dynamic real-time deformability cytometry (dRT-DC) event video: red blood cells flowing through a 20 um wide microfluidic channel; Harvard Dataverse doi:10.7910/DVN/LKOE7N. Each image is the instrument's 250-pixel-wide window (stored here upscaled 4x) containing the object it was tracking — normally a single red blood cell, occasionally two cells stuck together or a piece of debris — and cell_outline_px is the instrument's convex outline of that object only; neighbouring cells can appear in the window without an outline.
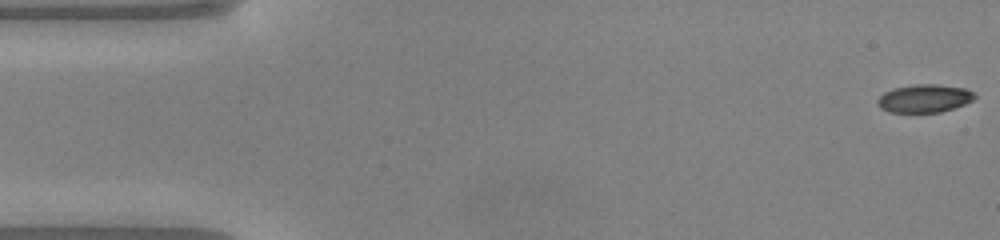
{"species": "common noctule bat (a hibernating species)", "species_latin": "Nyctalus noctula", "temperature_condition": "warm", "stored_images_in_passage": 10, "camera_frame_rate_fps": 3000, "um_per_image_px": 0.085, "animal": {"sex": "male", "body_mass_g": 20.0, "forearm_length_mm": 53.3}, "frame": {"image": 1, "passage_image": 1, "time_ms": 0.0, "image_size_px": [1000, 240], "cell_outline_px": [[976, 96], [972, 100], [964, 104], [940, 112], [888, 112], [880, 108], [876, 104], [876, 100], [884, 92], [892, 88], [912, 84], [936, 84], [964, 88], [972, 92]], "centroid_in_image_um": [78.51, 8.36], "position_along_channel_um": 6.5, "area_um2": 15.9}}